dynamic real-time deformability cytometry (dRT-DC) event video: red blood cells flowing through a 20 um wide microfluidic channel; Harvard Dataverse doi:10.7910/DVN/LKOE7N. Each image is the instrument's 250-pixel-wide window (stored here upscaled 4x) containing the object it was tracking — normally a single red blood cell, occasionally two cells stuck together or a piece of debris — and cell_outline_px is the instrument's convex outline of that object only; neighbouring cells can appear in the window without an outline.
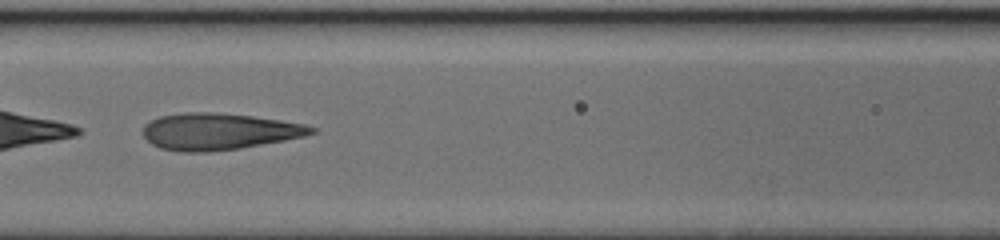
{"species": "human", "species_latin": "Homo sapiens", "temperature_condition": "cold", "stored_images_in_passage": 48, "camera_frame_rate_fps": 3000, "um_per_image_px": 0.085, "donor": {"sex": "female"}, "frame": {"image": 1, "passage_image": 21, "time_ms": 6.667, "image_size_px": [1000, 240], "cell_outline_px": [[316, 132], [304, 136], [284, 140], [240, 148], [208, 152], [180, 152], [160, 148], [152, 144], [144, 136], [144, 124], [160, 116], [188, 112], [212, 112], [252, 116], [280, 120], [304, 124], [316, 128]], "centroid_in_image_um": [18.59, 11.18], "position_along_channel_um": 148.0, "area_um2": 35.72}}
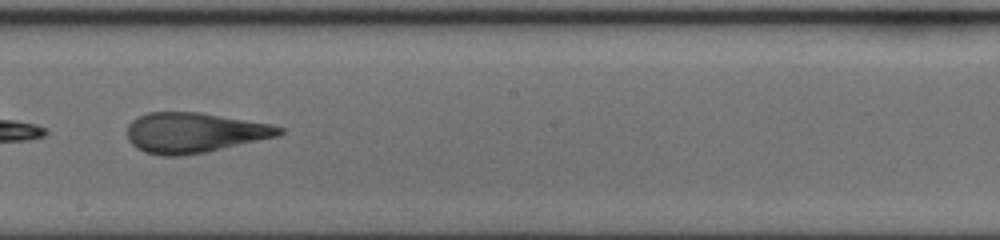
{"frame": {"image": 2, "passage_image": 27, "time_ms": 8.667, "image_size_px": [1000, 240], "cell_outline_px": [[284, 132], [280, 136], [208, 152], [180, 156], [164, 156], [144, 152], [136, 148], [128, 140], [128, 124], [132, 120], [148, 112], [200, 112], [268, 124], [284, 128]], "centroid_in_image_um": [16.51, 11.29], "position_along_channel_um": 231.7, "area_um2": 35.66}}
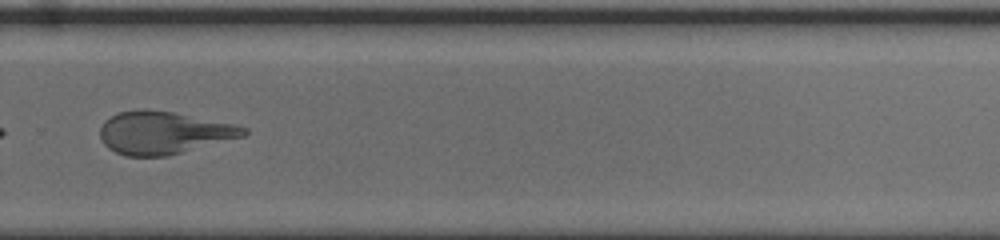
{"frame": {"image": 3, "passage_image": 33, "time_ms": 10.667, "image_size_px": [1000, 240], "cell_outline_px": [[248, 132], [244, 136], [168, 156], [124, 156], [108, 148], [104, 144], [100, 136], [100, 128], [104, 120], [120, 112], [136, 108], [144, 108], [172, 112], [236, 124], [248, 128]], "centroid_in_image_um": [13.89, 11.27], "position_along_channel_um": 315.9, "area_um2": 35.78}}